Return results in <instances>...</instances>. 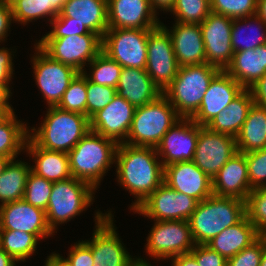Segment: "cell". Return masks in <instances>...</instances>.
<instances>
[{
  "label": "cell",
  "mask_w": 266,
  "mask_h": 266,
  "mask_svg": "<svg viewBox=\"0 0 266 266\" xmlns=\"http://www.w3.org/2000/svg\"><path fill=\"white\" fill-rule=\"evenodd\" d=\"M115 165L116 181L136 198L130 211L164 182V166L155 147L118 144Z\"/></svg>",
  "instance_id": "1"
},
{
  "label": "cell",
  "mask_w": 266,
  "mask_h": 266,
  "mask_svg": "<svg viewBox=\"0 0 266 266\" xmlns=\"http://www.w3.org/2000/svg\"><path fill=\"white\" fill-rule=\"evenodd\" d=\"M246 216V202L236 197L212 194L198 202L188 222L195 244H208L224 229Z\"/></svg>",
  "instance_id": "2"
},
{
  "label": "cell",
  "mask_w": 266,
  "mask_h": 266,
  "mask_svg": "<svg viewBox=\"0 0 266 266\" xmlns=\"http://www.w3.org/2000/svg\"><path fill=\"white\" fill-rule=\"evenodd\" d=\"M117 146L112 139L90 130L68 152L72 177L97 190L105 173L115 164Z\"/></svg>",
  "instance_id": "3"
},
{
  "label": "cell",
  "mask_w": 266,
  "mask_h": 266,
  "mask_svg": "<svg viewBox=\"0 0 266 266\" xmlns=\"http://www.w3.org/2000/svg\"><path fill=\"white\" fill-rule=\"evenodd\" d=\"M38 128L29 129V137L41 148L68 153L90 131L89 118L81 113L48 107Z\"/></svg>",
  "instance_id": "4"
},
{
  "label": "cell",
  "mask_w": 266,
  "mask_h": 266,
  "mask_svg": "<svg viewBox=\"0 0 266 266\" xmlns=\"http://www.w3.org/2000/svg\"><path fill=\"white\" fill-rule=\"evenodd\" d=\"M220 71L208 63L181 66L162 94L181 118H192L197 113L210 82Z\"/></svg>",
  "instance_id": "5"
},
{
  "label": "cell",
  "mask_w": 266,
  "mask_h": 266,
  "mask_svg": "<svg viewBox=\"0 0 266 266\" xmlns=\"http://www.w3.org/2000/svg\"><path fill=\"white\" fill-rule=\"evenodd\" d=\"M181 117L162 94L156 100L136 107L131 128L124 143L155 147Z\"/></svg>",
  "instance_id": "6"
},
{
  "label": "cell",
  "mask_w": 266,
  "mask_h": 266,
  "mask_svg": "<svg viewBox=\"0 0 266 266\" xmlns=\"http://www.w3.org/2000/svg\"><path fill=\"white\" fill-rule=\"evenodd\" d=\"M95 192L90 184L74 177L54 182L45 211L50 229L57 233L58 225L80 216L93 204Z\"/></svg>",
  "instance_id": "7"
},
{
  "label": "cell",
  "mask_w": 266,
  "mask_h": 266,
  "mask_svg": "<svg viewBox=\"0 0 266 266\" xmlns=\"http://www.w3.org/2000/svg\"><path fill=\"white\" fill-rule=\"evenodd\" d=\"M94 215L92 239L84 240L91 248L93 266H130L136 257L132 258L121 241L112 211L97 210Z\"/></svg>",
  "instance_id": "8"
},
{
  "label": "cell",
  "mask_w": 266,
  "mask_h": 266,
  "mask_svg": "<svg viewBox=\"0 0 266 266\" xmlns=\"http://www.w3.org/2000/svg\"><path fill=\"white\" fill-rule=\"evenodd\" d=\"M35 43L51 58L79 73L102 51V38L97 34L41 38Z\"/></svg>",
  "instance_id": "9"
},
{
  "label": "cell",
  "mask_w": 266,
  "mask_h": 266,
  "mask_svg": "<svg viewBox=\"0 0 266 266\" xmlns=\"http://www.w3.org/2000/svg\"><path fill=\"white\" fill-rule=\"evenodd\" d=\"M153 221L145 245V252L149 258L158 262L193 250L196 244L187 220Z\"/></svg>",
  "instance_id": "10"
},
{
  "label": "cell",
  "mask_w": 266,
  "mask_h": 266,
  "mask_svg": "<svg viewBox=\"0 0 266 266\" xmlns=\"http://www.w3.org/2000/svg\"><path fill=\"white\" fill-rule=\"evenodd\" d=\"M31 57L35 83L48 107L57 106L73 79L79 74L73 67L54 60L36 43Z\"/></svg>",
  "instance_id": "11"
},
{
  "label": "cell",
  "mask_w": 266,
  "mask_h": 266,
  "mask_svg": "<svg viewBox=\"0 0 266 266\" xmlns=\"http://www.w3.org/2000/svg\"><path fill=\"white\" fill-rule=\"evenodd\" d=\"M152 29L108 28L102 52L122 67L146 69L148 33Z\"/></svg>",
  "instance_id": "12"
},
{
  "label": "cell",
  "mask_w": 266,
  "mask_h": 266,
  "mask_svg": "<svg viewBox=\"0 0 266 266\" xmlns=\"http://www.w3.org/2000/svg\"><path fill=\"white\" fill-rule=\"evenodd\" d=\"M197 204L196 199L163 182L133 212L155 221H188Z\"/></svg>",
  "instance_id": "13"
},
{
  "label": "cell",
  "mask_w": 266,
  "mask_h": 266,
  "mask_svg": "<svg viewBox=\"0 0 266 266\" xmlns=\"http://www.w3.org/2000/svg\"><path fill=\"white\" fill-rule=\"evenodd\" d=\"M168 31L162 26L148 33L146 71L163 93L179 71Z\"/></svg>",
  "instance_id": "14"
},
{
  "label": "cell",
  "mask_w": 266,
  "mask_h": 266,
  "mask_svg": "<svg viewBox=\"0 0 266 266\" xmlns=\"http://www.w3.org/2000/svg\"><path fill=\"white\" fill-rule=\"evenodd\" d=\"M237 152L236 138L199 125V136L193 162L211 180Z\"/></svg>",
  "instance_id": "15"
},
{
  "label": "cell",
  "mask_w": 266,
  "mask_h": 266,
  "mask_svg": "<svg viewBox=\"0 0 266 266\" xmlns=\"http://www.w3.org/2000/svg\"><path fill=\"white\" fill-rule=\"evenodd\" d=\"M233 19L210 12L200 24L206 53V63L224 71L231 63V29Z\"/></svg>",
  "instance_id": "16"
},
{
  "label": "cell",
  "mask_w": 266,
  "mask_h": 266,
  "mask_svg": "<svg viewBox=\"0 0 266 266\" xmlns=\"http://www.w3.org/2000/svg\"><path fill=\"white\" fill-rule=\"evenodd\" d=\"M198 136L199 125L191 118H181L176 122L156 146L163 166L193 161Z\"/></svg>",
  "instance_id": "17"
},
{
  "label": "cell",
  "mask_w": 266,
  "mask_h": 266,
  "mask_svg": "<svg viewBox=\"0 0 266 266\" xmlns=\"http://www.w3.org/2000/svg\"><path fill=\"white\" fill-rule=\"evenodd\" d=\"M0 230H17L34 234L39 240L54 236L45 210L24 199L0 205Z\"/></svg>",
  "instance_id": "18"
},
{
  "label": "cell",
  "mask_w": 266,
  "mask_h": 266,
  "mask_svg": "<svg viewBox=\"0 0 266 266\" xmlns=\"http://www.w3.org/2000/svg\"><path fill=\"white\" fill-rule=\"evenodd\" d=\"M136 107L118 94L102 110L90 119V130L112 139L117 144L124 143L131 128Z\"/></svg>",
  "instance_id": "19"
},
{
  "label": "cell",
  "mask_w": 266,
  "mask_h": 266,
  "mask_svg": "<svg viewBox=\"0 0 266 266\" xmlns=\"http://www.w3.org/2000/svg\"><path fill=\"white\" fill-rule=\"evenodd\" d=\"M108 28L154 29L161 25L149 0H107Z\"/></svg>",
  "instance_id": "20"
},
{
  "label": "cell",
  "mask_w": 266,
  "mask_h": 266,
  "mask_svg": "<svg viewBox=\"0 0 266 266\" xmlns=\"http://www.w3.org/2000/svg\"><path fill=\"white\" fill-rule=\"evenodd\" d=\"M244 90L225 70L220 71L210 82L197 113L191 119L205 126Z\"/></svg>",
  "instance_id": "21"
},
{
  "label": "cell",
  "mask_w": 266,
  "mask_h": 266,
  "mask_svg": "<svg viewBox=\"0 0 266 266\" xmlns=\"http://www.w3.org/2000/svg\"><path fill=\"white\" fill-rule=\"evenodd\" d=\"M164 183L198 202L213 194L212 180L193 161L177 162L165 166Z\"/></svg>",
  "instance_id": "22"
},
{
  "label": "cell",
  "mask_w": 266,
  "mask_h": 266,
  "mask_svg": "<svg viewBox=\"0 0 266 266\" xmlns=\"http://www.w3.org/2000/svg\"><path fill=\"white\" fill-rule=\"evenodd\" d=\"M171 37L174 54L179 66L200 65L206 63L205 46L200 24L175 21L172 29L161 22Z\"/></svg>",
  "instance_id": "23"
},
{
  "label": "cell",
  "mask_w": 266,
  "mask_h": 266,
  "mask_svg": "<svg viewBox=\"0 0 266 266\" xmlns=\"http://www.w3.org/2000/svg\"><path fill=\"white\" fill-rule=\"evenodd\" d=\"M253 189L250 187L245 153H235L212 180L216 196L236 197L244 201Z\"/></svg>",
  "instance_id": "24"
},
{
  "label": "cell",
  "mask_w": 266,
  "mask_h": 266,
  "mask_svg": "<svg viewBox=\"0 0 266 266\" xmlns=\"http://www.w3.org/2000/svg\"><path fill=\"white\" fill-rule=\"evenodd\" d=\"M117 94L135 107L143 106L162 95L146 69L122 67L116 87Z\"/></svg>",
  "instance_id": "25"
},
{
  "label": "cell",
  "mask_w": 266,
  "mask_h": 266,
  "mask_svg": "<svg viewBox=\"0 0 266 266\" xmlns=\"http://www.w3.org/2000/svg\"><path fill=\"white\" fill-rule=\"evenodd\" d=\"M25 151L29 157L32 156L35 164L30 165L31 172L37 176L53 183L72 177L68 153L43 149L30 137L26 142Z\"/></svg>",
  "instance_id": "26"
},
{
  "label": "cell",
  "mask_w": 266,
  "mask_h": 266,
  "mask_svg": "<svg viewBox=\"0 0 266 266\" xmlns=\"http://www.w3.org/2000/svg\"><path fill=\"white\" fill-rule=\"evenodd\" d=\"M56 17H71L103 38L108 29L107 0H67Z\"/></svg>",
  "instance_id": "27"
},
{
  "label": "cell",
  "mask_w": 266,
  "mask_h": 266,
  "mask_svg": "<svg viewBox=\"0 0 266 266\" xmlns=\"http://www.w3.org/2000/svg\"><path fill=\"white\" fill-rule=\"evenodd\" d=\"M225 71L244 89H249L266 74V44L255 49L234 52Z\"/></svg>",
  "instance_id": "28"
},
{
  "label": "cell",
  "mask_w": 266,
  "mask_h": 266,
  "mask_svg": "<svg viewBox=\"0 0 266 266\" xmlns=\"http://www.w3.org/2000/svg\"><path fill=\"white\" fill-rule=\"evenodd\" d=\"M260 236L256 227L245 216L237 224L224 229L206 245L228 260L250 246Z\"/></svg>",
  "instance_id": "29"
},
{
  "label": "cell",
  "mask_w": 266,
  "mask_h": 266,
  "mask_svg": "<svg viewBox=\"0 0 266 266\" xmlns=\"http://www.w3.org/2000/svg\"><path fill=\"white\" fill-rule=\"evenodd\" d=\"M254 104L251 91L245 89L205 127L209 130L236 138Z\"/></svg>",
  "instance_id": "30"
},
{
  "label": "cell",
  "mask_w": 266,
  "mask_h": 266,
  "mask_svg": "<svg viewBox=\"0 0 266 266\" xmlns=\"http://www.w3.org/2000/svg\"><path fill=\"white\" fill-rule=\"evenodd\" d=\"M236 143L238 151L245 154L266 148V108L252 105Z\"/></svg>",
  "instance_id": "31"
},
{
  "label": "cell",
  "mask_w": 266,
  "mask_h": 266,
  "mask_svg": "<svg viewBox=\"0 0 266 266\" xmlns=\"http://www.w3.org/2000/svg\"><path fill=\"white\" fill-rule=\"evenodd\" d=\"M247 30L253 33L249 34ZM264 44H266V23L257 14L233 19L231 29V47L233 52L255 49Z\"/></svg>",
  "instance_id": "32"
},
{
  "label": "cell",
  "mask_w": 266,
  "mask_h": 266,
  "mask_svg": "<svg viewBox=\"0 0 266 266\" xmlns=\"http://www.w3.org/2000/svg\"><path fill=\"white\" fill-rule=\"evenodd\" d=\"M17 119L13 110L0 122V156L16 159L25 152L29 137V125Z\"/></svg>",
  "instance_id": "33"
},
{
  "label": "cell",
  "mask_w": 266,
  "mask_h": 266,
  "mask_svg": "<svg viewBox=\"0 0 266 266\" xmlns=\"http://www.w3.org/2000/svg\"><path fill=\"white\" fill-rule=\"evenodd\" d=\"M31 172L30 163L11 160L0 174V205L23 199L26 181Z\"/></svg>",
  "instance_id": "34"
},
{
  "label": "cell",
  "mask_w": 266,
  "mask_h": 266,
  "mask_svg": "<svg viewBox=\"0 0 266 266\" xmlns=\"http://www.w3.org/2000/svg\"><path fill=\"white\" fill-rule=\"evenodd\" d=\"M39 239L31 233L0 230V247L17 262H26L37 250Z\"/></svg>",
  "instance_id": "35"
},
{
  "label": "cell",
  "mask_w": 266,
  "mask_h": 266,
  "mask_svg": "<svg viewBox=\"0 0 266 266\" xmlns=\"http://www.w3.org/2000/svg\"><path fill=\"white\" fill-rule=\"evenodd\" d=\"M88 65L90 73L87 74V71L84 70L83 75L89 81L98 85L117 87L122 69L117 61L112 60L101 51Z\"/></svg>",
  "instance_id": "36"
},
{
  "label": "cell",
  "mask_w": 266,
  "mask_h": 266,
  "mask_svg": "<svg viewBox=\"0 0 266 266\" xmlns=\"http://www.w3.org/2000/svg\"><path fill=\"white\" fill-rule=\"evenodd\" d=\"M210 12V0H176L170 11L175 21L191 24H201Z\"/></svg>",
  "instance_id": "37"
},
{
  "label": "cell",
  "mask_w": 266,
  "mask_h": 266,
  "mask_svg": "<svg viewBox=\"0 0 266 266\" xmlns=\"http://www.w3.org/2000/svg\"><path fill=\"white\" fill-rule=\"evenodd\" d=\"M87 78L79 73L64 92L57 107L86 115Z\"/></svg>",
  "instance_id": "38"
},
{
  "label": "cell",
  "mask_w": 266,
  "mask_h": 266,
  "mask_svg": "<svg viewBox=\"0 0 266 266\" xmlns=\"http://www.w3.org/2000/svg\"><path fill=\"white\" fill-rule=\"evenodd\" d=\"M246 202V216L261 236H266V185L253 189Z\"/></svg>",
  "instance_id": "39"
},
{
  "label": "cell",
  "mask_w": 266,
  "mask_h": 266,
  "mask_svg": "<svg viewBox=\"0 0 266 266\" xmlns=\"http://www.w3.org/2000/svg\"><path fill=\"white\" fill-rule=\"evenodd\" d=\"M10 6L13 23L27 25L38 19L47 20V0H13Z\"/></svg>",
  "instance_id": "40"
},
{
  "label": "cell",
  "mask_w": 266,
  "mask_h": 266,
  "mask_svg": "<svg viewBox=\"0 0 266 266\" xmlns=\"http://www.w3.org/2000/svg\"><path fill=\"white\" fill-rule=\"evenodd\" d=\"M52 187L53 182L30 172L27 177L23 199L32 206L46 211Z\"/></svg>",
  "instance_id": "41"
},
{
  "label": "cell",
  "mask_w": 266,
  "mask_h": 266,
  "mask_svg": "<svg viewBox=\"0 0 266 266\" xmlns=\"http://www.w3.org/2000/svg\"><path fill=\"white\" fill-rule=\"evenodd\" d=\"M211 12L240 19L256 14L257 0H210Z\"/></svg>",
  "instance_id": "42"
},
{
  "label": "cell",
  "mask_w": 266,
  "mask_h": 266,
  "mask_svg": "<svg viewBox=\"0 0 266 266\" xmlns=\"http://www.w3.org/2000/svg\"><path fill=\"white\" fill-rule=\"evenodd\" d=\"M117 95L116 88L95 84L87 79L86 116L90 119Z\"/></svg>",
  "instance_id": "43"
},
{
  "label": "cell",
  "mask_w": 266,
  "mask_h": 266,
  "mask_svg": "<svg viewBox=\"0 0 266 266\" xmlns=\"http://www.w3.org/2000/svg\"><path fill=\"white\" fill-rule=\"evenodd\" d=\"M252 189L266 185V148L245 154Z\"/></svg>",
  "instance_id": "44"
},
{
  "label": "cell",
  "mask_w": 266,
  "mask_h": 266,
  "mask_svg": "<svg viewBox=\"0 0 266 266\" xmlns=\"http://www.w3.org/2000/svg\"><path fill=\"white\" fill-rule=\"evenodd\" d=\"M50 25L52 30L48 31V33L46 32L41 38H62L72 35L95 34L71 17H55L50 22Z\"/></svg>",
  "instance_id": "45"
},
{
  "label": "cell",
  "mask_w": 266,
  "mask_h": 266,
  "mask_svg": "<svg viewBox=\"0 0 266 266\" xmlns=\"http://www.w3.org/2000/svg\"><path fill=\"white\" fill-rule=\"evenodd\" d=\"M264 249V236L227 260V266H259Z\"/></svg>",
  "instance_id": "46"
},
{
  "label": "cell",
  "mask_w": 266,
  "mask_h": 266,
  "mask_svg": "<svg viewBox=\"0 0 266 266\" xmlns=\"http://www.w3.org/2000/svg\"><path fill=\"white\" fill-rule=\"evenodd\" d=\"M190 253L195 257L199 266H227V259L208 245L196 244Z\"/></svg>",
  "instance_id": "47"
},
{
  "label": "cell",
  "mask_w": 266,
  "mask_h": 266,
  "mask_svg": "<svg viewBox=\"0 0 266 266\" xmlns=\"http://www.w3.org/2000/svg\"><path fill=\"white\" fill-rule=\"evenodd\" d=\"M66 258L72 266H93L94 259L90 246L85 242L79 240L78 243L71 245L69 254Z\"/></svg>",
  "instance_id": "48"
},
{
  "label": "cell",
  "mask_w": 266,
  "mask_h": 266,
  "mask_svg": "<svg viewBox=\"0 0 266 266\" xmlns=\"http://www.w3.org/2000/svg\"><path fill=\"white\" fill-rule=\"evenodd\" d=\"M14 53H16V50L12 51L11 47L9 49L0 47V85H4L8 90L11 89L9 87L11 85L10 81L14 78V64L12 61L14 60Z\"/></svg>",
  "instance_id": "49"
},
{
  "label": "cell",
  "mask_w": 266,
  "mask_h": 266,
  "mask_svg": "<svg viewBox=\"0 0 266 266\" xmlns=\"http://www.w3.org/2000/svg\"><path fill=\"white\" fill-rule=\"evenodd\" d=\"M14 22L11 6L4 0H0V43L7 40L11 32L10 26ZM9 32V33H8Z\"/></svg>",
  "instance_id": "50"
},
{
  "label": "cell",
  "mask_w": 266,
  "mask_h": 266,
  "mask_svg": "<svg viewBox=\"0 0 266 266\" xmlns=\"http://www.w3.org/2000/svg\"><path fill=\"white\" fill-rule=\"evenodd\" d=\"M249 90L251 91L254 104L266 108V74L251 86Z\"/></svg>",
  "instance_id": "51"
},
{
  "label": "cell",
  "mask_w": 266,
  "mask_h": 266,
  "mask_svg": "<svg viewBox=\"0 0 266 266\" xmlns=\"http://www.w3.org/2000/svg\"><path fill=\"white\" fill-rule=\"evenodd\" d=\"M171 266H199L195 257L191 253L181 254L172 257Z\"/></svg>",
  "instance_id": "52"
},
{
  "label": "cell",
  "mask_w": 266,
  "mask_h": 266,
  "mask_svg": "<svg viewBox=\"0 0 266 266\" xmlns=\"http://www.w3.org/2000/svg\"><path fill=\"white\" fill-rule=\"evenodd\" d=\"M67 0H47V21L51 22L61 11Z\"/></svg>",
  "instance_id": "53"
},
{
  "label": "cell",
  "mask_w": 266,
  "mask_h": 266,
  "mask_svg": "<svg viewBox=\"0 0 266 266\" xmlns=\"http://www.w3.org/2000/svg\"><path fill=\"white\" fill-rule=\"evenodd\" d=\"M149 1L152 9L159 15L160 11H163V13L164 11L169 13L173 8L176 0H149Z\"/></svg>",
  "instance_id": "54"
},
{
  "label": "cell",
  "mask_w": 266,
  "mask_h": 266,
  "mask_svg": "<svg viewBox=\"0 0 266 266\" xmlns=\"http://www.w3.org/2000/svg\"><path fill=\"white\" fill-rule=\"evenodd\" d=\"M46 266H72V264L59 253H53L47 256L45 260Z\"/></svg>",
  "instance_id": "55"
},
{
  "label": "cell",
  "mask_w": 266,
  "mask_h": 266,
  "mask_svg": "<svg viewBox=\"0 0 266 266\" xmlns=\"http://www.w3.org/2000/svg\"><path fill=\"white\" fill-rule=\"evenodd\" d=\"M17 262L0 247V266H17Z\"/></svg>",
  "instance_id": "56"
},
{
  "label": "cell",
  "mask_w": 266,
  "mask_h": 266,
  "mask_svg": "<svg viewBox=\"0 0 266 266\" xmlns=\"http://www.w3.org/2000/svg\"><path fill=\"white\" fill-rule=\"evenodd\" d=\"M12 96L11 90H8L4 85H0V105H11L10 97ZM9 100V101H8Z\"/></svg>",
  "instance_id": "57"
},
{
  "label": "cell",
  "mask_w": 266,
  "mask_h": 266,
  "mask_svg": "<svg viewBox=\"0 0 266 266\" xmlns=\"http://www.w3.org/2000/svg\"><path fill=\"white\" fill-rule=\"evenodd\" d=\"M256 14L266 23V0H257Z\"/></svg>",
  "instance_id": "58"
},
{
  "label": "cell",
  "mask_w": 266,
  "mask_h": 266,
  "mask_svg": "<svg viewBox=\"0 0 266 266\" xmlns=\"http://www.w3.org/2000/svg\"><path fill=\"white\" fill-rule=\"evenodd\" d=\"M13 110L12 105H0V122L3 121Z\"/></svg>",
  "instance_id": "59"
},
{
  "label": "cell",
  "mask_w": 266,
  "mask_h": 266,
  "mask_svg": "<svg viewBox=\"0 0 266 266\" xmlns=\"http://www.w3.org/2000/svg\"><path fill=\"white\" fill-rule=\"evenodd\" d=\"M150 261L145 260L143 258L140 257H136V259L131 263L130 266H152L150 263Z\"/></svg>",
  "instance_id": "60"
},
{
  "label": "cell",
  "mask_w": 266,
  "mask_h": 266,
  "mask_svg": "<svg viewBox=\"0 0 266 266\" xmlns=\"http://www.w3.org/2000/svg\"><path fill=\"white\" fill-rule=\"evenodd\" d=\"M11 160V158L0 156V174H2Z\"/></svg>",
  "instance_id": "61"
},
{
  "label": "cell",
  "mask_w": 266,
  "mask_h": 266,
  "mask_svg": "<svg viewBox=\"0 0 266 266\" xmlns=\"http://www.w3.org/2000/svg\"><path fill=\"white\" fill-rule=\"evenodd\" d=\"M259 266H266V236H264V249L261 262Z\"/></svg>",
  "instance_id": "62"
},
{
  "label": "cell",
  "mask_w": 266,
  "mask_h": 266,
  "mask_svg": "<svg viewBox=\"0 0 266 266\" xmlns=\"http://www.w3.org/2000/svg\"><path fill=\"white\" fill-rule=\"evenodd\" d=\"M4 1L10 4L13 0H4Z\"/></svg>",
  "instance_id": "63"
}]
</instances>
